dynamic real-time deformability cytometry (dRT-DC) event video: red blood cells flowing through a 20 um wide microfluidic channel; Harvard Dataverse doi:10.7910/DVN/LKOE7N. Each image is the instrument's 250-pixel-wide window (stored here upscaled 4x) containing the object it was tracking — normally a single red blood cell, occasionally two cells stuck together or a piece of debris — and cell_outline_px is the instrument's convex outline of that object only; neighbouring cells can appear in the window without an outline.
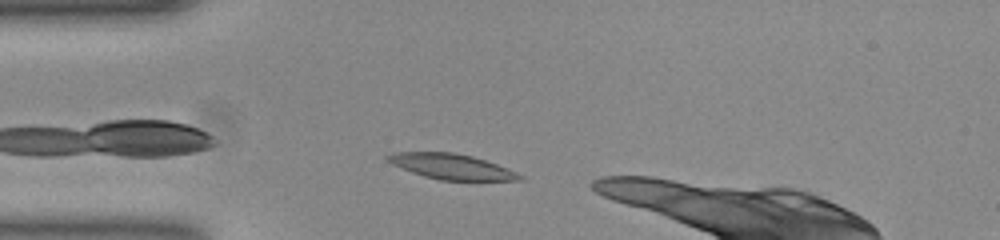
{"species": "common noctule bat (a hibernating species)", "species_latin": "Nyctalus noctula", "temperature_condition": "room temperature", "stored_images_in_passage": 22, "camera_frame_rate_fps": 3000, "um_per_image_px": 0.085, "animal": {"sex": "female", "body_mass_g": 23.0, "forearm_length_mm": 53.4}, "frame": {"image": 1, "passage_image": 3, "time_ms": 0.667, "image_size_px": [1000, 240], "cell_outline_px": [[524, 176], [520, 180], [440, 180], [424, 176], [412, 172], [392, 164], [384, 156], [396, 152], [452, 152], [472, 156], [496, 164], [516, 172]], "centroid_in_image_um": [38.36, 14.15], "position_along_channel_um": 46.6, "area_um2": 19.19}}
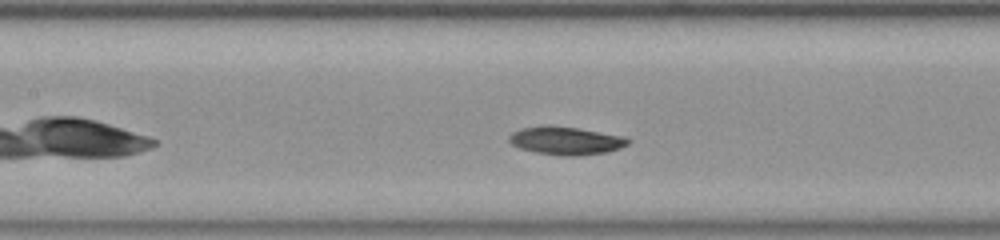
{"frame": {"image": 2, "passage_image": 13, "time_ms": 4.0, "image_size_px": [1000, 240], "cell_outline_px": [[632, 140], [628, 144], [620, 148], [608, 152], [572, 156], [560, 156], [536, 152], [520, 148], [512, 144], [508, 140], [508, 136], [512, 132], [524, 128], [544, 124], [548, 124], [576, 128], [620, 136]], "centroid_in_image_um": [48.06, 11.95], "position_along_channel_um": 159.3, "area_um2": 19.36}}
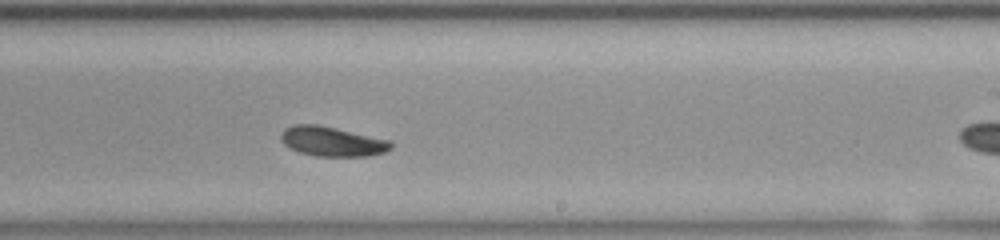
{"frame": {"image": 3, "passage_image": 21, "time_ms": 6.667, "image_size_px": [1000, 240], "cell_outline_px": [[392, 148], [384, 152], [368, 156], [316, 156], [300, 152], [284, 144], [280, 136], [284, 128], [292, 124], [316, 124], [336, 128], [392, 140]], "centroid_in_image_um": [28.25, 12.01], "position_along_channel_um": 260.8, "area_um2": 19.02}}